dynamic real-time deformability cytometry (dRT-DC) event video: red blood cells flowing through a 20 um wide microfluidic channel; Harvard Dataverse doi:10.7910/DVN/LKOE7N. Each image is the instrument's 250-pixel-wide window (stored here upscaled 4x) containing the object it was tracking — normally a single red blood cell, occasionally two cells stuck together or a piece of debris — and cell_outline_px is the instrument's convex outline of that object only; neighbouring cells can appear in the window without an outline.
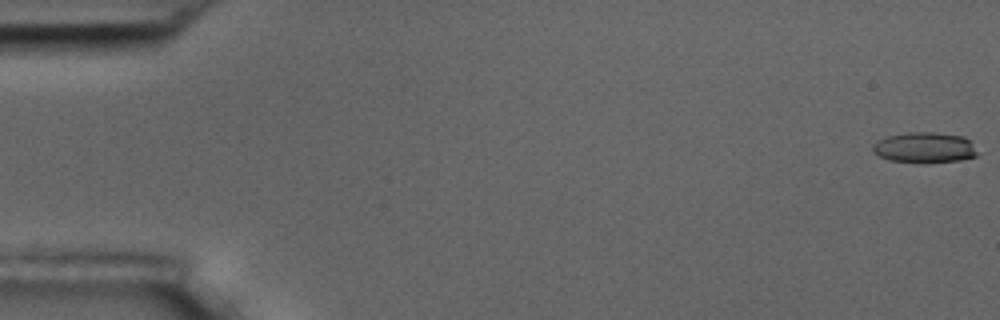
{"species": "common noctule bat (a hibernating species)", "species_latin": "Nyctalus noctula", "temperature_condition": "room temperature", "stored_images_in_passage": 6, "camera_frame_rate_fps": 3000, "um_per_image_px": 0.085, "animal": {"sex": "male", "body_mass_g": 17.5, "forearm_length_mm": 52.3}, "frame": {"image": 1, "passage_image": 1, "time_ms": 0.0, "image_size_px": [1000, 320], "cell_outline_px": [[976, 156], [960, 160], [924, 164], [888, 160], [872, 152], [872, 144], [876, 140], [888, 136], [908, 132], [932, 132], [964, 136], [968, 140], [976, 152]], "centroid_in_image_um": [78.52, 12.56], "position_along_channel_um": 6.5, "area_um2": 18.84}}
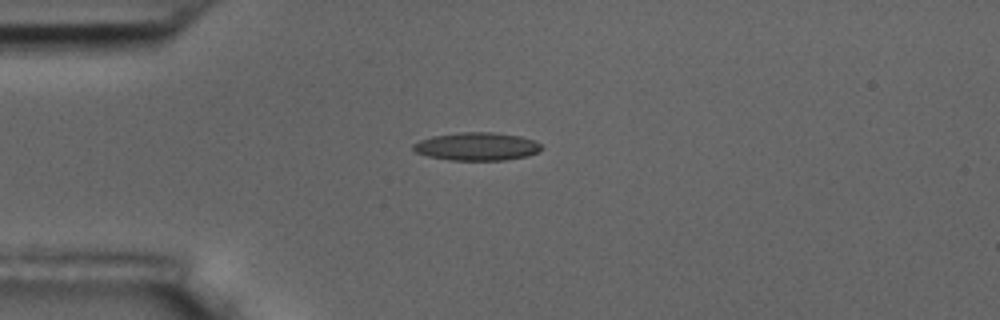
{"frame": {"image": 2, "passage_image": 5, "time_ms": 4.667, "image_size_px": [1000, 320], "cell_outline_px": [[544, 148], [528, 156], [504, 160], [448, 160], [428, 156], [416, 152], [412, 148], [412, 144], [420, 140], [432, 136], [460, 132], [492, 132], [520, 136], [532, 140], [540, 144]], "centroid_in_image_um": [40.51, 12.45], "position_along_channel_um": 44.5, "area_um2": 20.92}}